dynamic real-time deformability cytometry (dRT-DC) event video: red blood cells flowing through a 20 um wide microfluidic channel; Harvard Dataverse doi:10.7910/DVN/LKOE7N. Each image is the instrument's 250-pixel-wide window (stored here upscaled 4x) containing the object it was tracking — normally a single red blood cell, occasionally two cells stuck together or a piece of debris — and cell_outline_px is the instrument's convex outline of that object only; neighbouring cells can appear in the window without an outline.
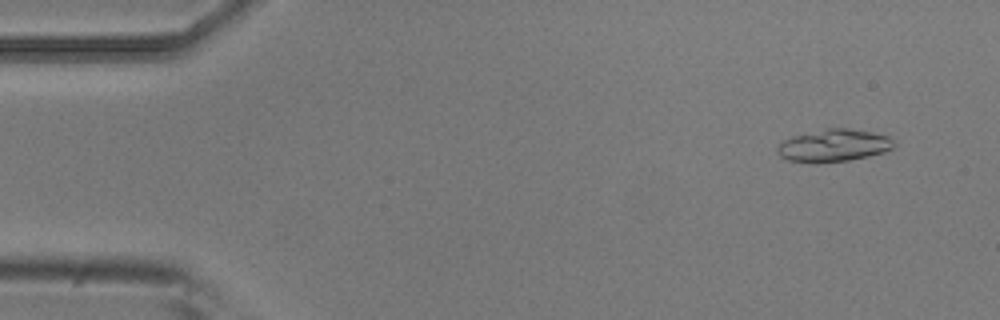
{"species": "common noctule bat (a hibernating species)", "species_latin": "Nyctalus noctula", "temperature_condition": "room temperature", "stored_images_in_passage": 5, "camera_frame_rate_fps": 3000, "um_per_image_px": 0.085, "animal": {"sex": "male", "body_mass_g": 20.5, "forearm_length_mm": 52.5}, "frame": {"image": 1, "passage_image": 5, "time_ms": 1.333, "image_size_px": [1000, 320], "cell_outline_px": [[896, 144], [892, 148], [884, 152], [868, 156], [848, 160], [816, 164], [788, 160], [780, 156], [776, 148], [784, 140], [792, 136], [828, 128], [848, 128], [872, 132], [888, 136]], "centroid_in_image_um": [70.86, 12.38], "position_along_channel_um": 14.1, "area_um2": 22.02}}